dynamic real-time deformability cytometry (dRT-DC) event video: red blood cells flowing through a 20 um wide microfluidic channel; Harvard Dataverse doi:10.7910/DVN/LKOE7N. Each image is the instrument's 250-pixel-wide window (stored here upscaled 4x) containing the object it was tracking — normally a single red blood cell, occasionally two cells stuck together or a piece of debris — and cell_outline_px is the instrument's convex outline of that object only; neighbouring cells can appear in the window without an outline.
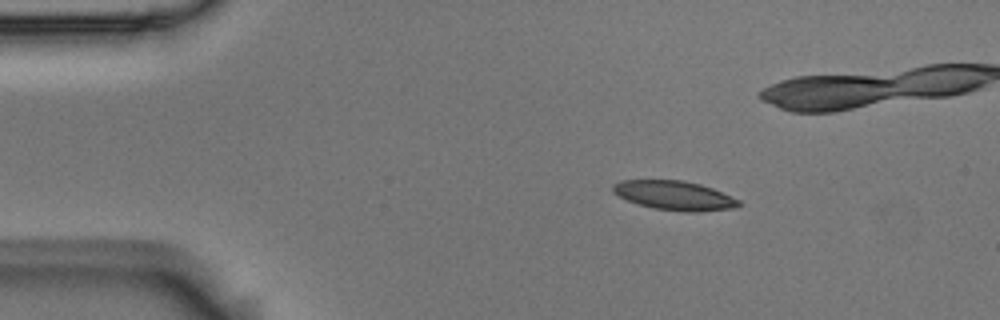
{"species": "Egyptian fruit bat (a non-hibernating species)", "species_latin": "Rousettus aegyptiacus", "temperature_condition": "room temperature", "stored_images_in_passage": 4, "camera_frame_rate_fps": 3000, "um_per_image_px": 0.085, "animal": {"sex": "male"}, "frame": {"image": 1, "passage_image": 1, "time_ms": 0.0, "image_size_px": [1000, 320], "cell_outline_px": [[740, 204], [732, 208], [700, 212], [684, 212], [652, 208], [628, 200], [612, 192], [612, 184], [620, 180], [684, 180], [700, 184], [712, 188], [740, 200]], "centroid_in_image_um": [57.31, 16.61], "position_along_channel_um": 27.7, "area_um2": 21.39}}